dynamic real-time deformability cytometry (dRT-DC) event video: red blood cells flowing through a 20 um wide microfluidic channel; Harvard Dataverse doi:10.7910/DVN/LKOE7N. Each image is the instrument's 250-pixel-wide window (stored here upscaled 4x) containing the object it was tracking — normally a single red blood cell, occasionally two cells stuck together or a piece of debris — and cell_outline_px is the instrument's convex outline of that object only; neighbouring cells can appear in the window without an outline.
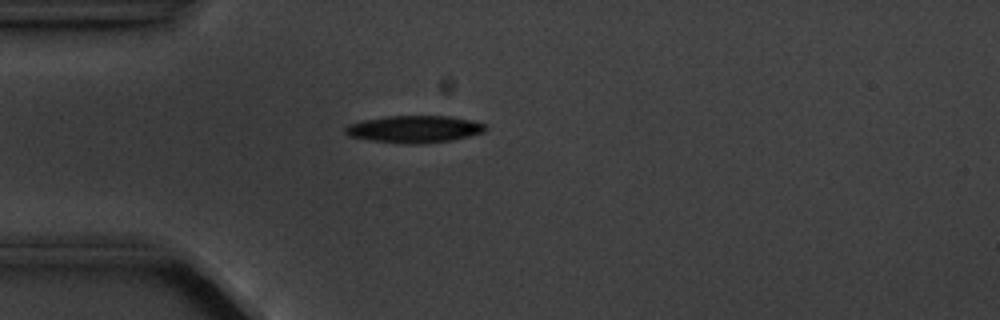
{"species": "common noctule bat (a hibernating species)", "species_latin": "Nyctalus noctula", "temperature_condition": "cold", "stored_images_in_passage": 5, "camera_frame_rate_fps": 3000, "um_per_image_px": 0.085, "animal": {"sex": "male", "body_mass_g": 20.1, "forearm_length_mm": 53.5}, "frame": {"image": 1, "passage_image": 5, "time_ms": 4.667, "image_size_px": [1000, 320], "cell_outline_px": [[488, 128], [484, 132], [452, 140], [420, 144], [408, 144], [372, 140], [348, 136], [344, 132], [344, 128], [348, 124], [364, 120], [384, 116], [448, 116], [472, 120], [484, 124]], "centroid_in_image_um": [35.21, 10.97], "position_along_channel_um": 49.8, "area_um2": 22.14}}